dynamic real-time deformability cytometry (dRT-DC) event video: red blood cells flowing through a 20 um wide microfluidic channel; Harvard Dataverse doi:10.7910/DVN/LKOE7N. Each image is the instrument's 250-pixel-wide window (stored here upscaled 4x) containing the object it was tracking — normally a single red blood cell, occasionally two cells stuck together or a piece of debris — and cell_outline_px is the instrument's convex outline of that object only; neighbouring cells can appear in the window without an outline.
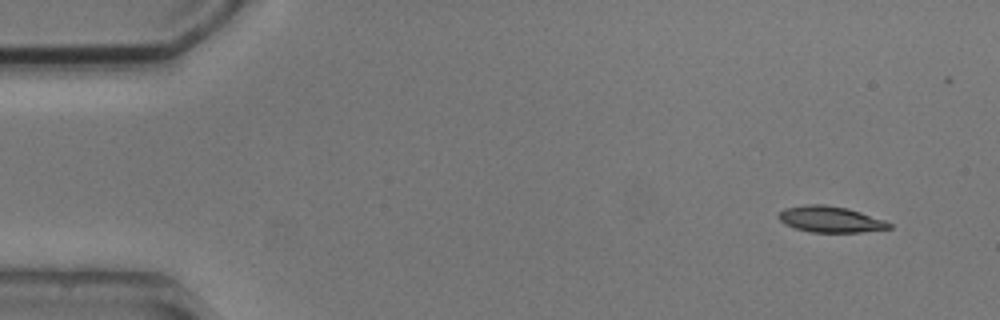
{"species": "common noctule bat (a hibernating species)", "species_latin": "Nyctalus noctula", "temperature_condition": "cold", "stored_images_in_passage": 4, "camera_frame_rate_fps": 3000, "um_per_image_px": 0.085, "animal": {"sex": "male", "body_mass_g": 20.5, "forearm_length_mm": 52.5}, "frame": {"image": 1, "passage_image": 1, "time_ms": 0.0, "image_size_px": [1000, 320], "cell_outline_px": [[892, 228], [860, 232], [812, 232], [796, 228], [784, 224], [776, 216], [784, 208], [804, 204], [824, 204], [848, 208], [884, 220], [892, 224]], "centroid_in_image_um": [70.55, 18.63], "position_along_channel_um": 14.4, "area_um2": 16.82}}
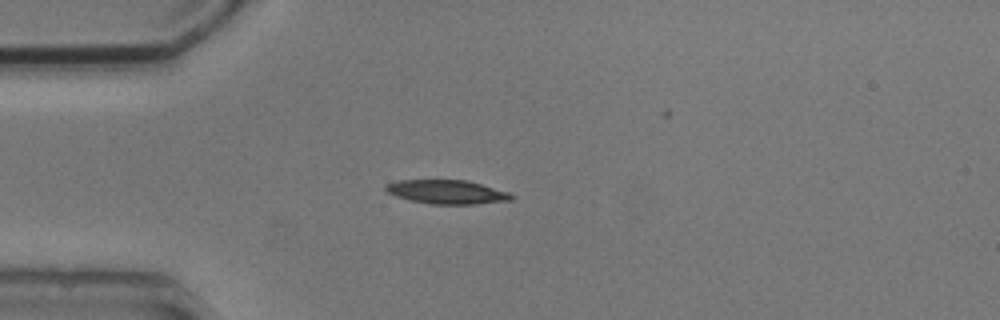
{"frame": {"image": 2, "passage_image": 4, "time_ms": 3.333, "image_size_px": [1000, 320], "cell_outline_px": [[516, 196], [512, 200], [476, 204], [432, 204], [408, 200], [396, 196], [388, 192], [384, 188], [384, 184], [396, 180], [468, 180], [508, 192]], "centroid_in_image_um": [37.97, 16.31], "position_along_channel_um": 47.0, "area_um2": 17.63}}